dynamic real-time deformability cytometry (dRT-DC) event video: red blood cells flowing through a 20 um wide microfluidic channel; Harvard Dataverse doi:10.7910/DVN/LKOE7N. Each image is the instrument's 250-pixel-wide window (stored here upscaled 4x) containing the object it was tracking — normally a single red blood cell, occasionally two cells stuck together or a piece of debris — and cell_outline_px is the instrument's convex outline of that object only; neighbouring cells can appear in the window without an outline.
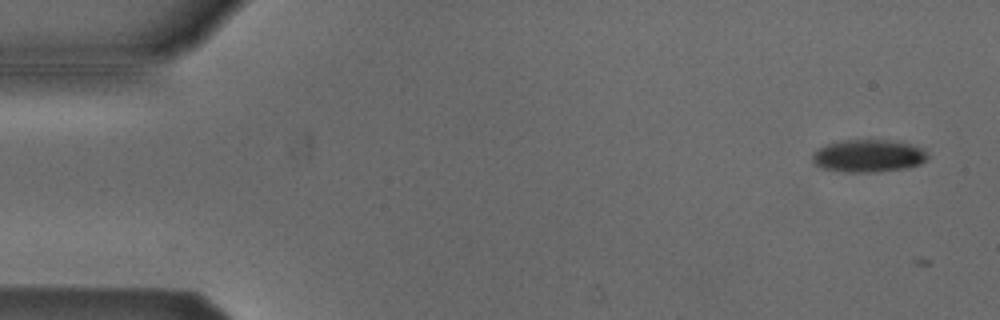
{"species": "Egyptian fruit bat (a non-hibernating species)", "species_latin": "Rousettus aegyptiacus", "temperature_condition": "cold", "stored_images_in_passage": 5, "camera_frame_rate_fps": 3000, "um_per_image_px": 0.085, "animal": {"sex": "male"}, "frame": {"image": 1, "passage_image": 3, "time_ms": 0.667, "image_size_px": [1000, 320], "cell_outline_px": [[928, 160], [920, 164], [908, 168], [876, 172], [848, 172], [820, 168], [812, 164], [812, 152], [816, 148], [828, 144], [844, 140], [888, 140], [908, 144], [924, 148], [928, 152]], "centroid_in_image_um": [73.8, 13.26], "position_along_channel_um": 11.2, "area_um2": 22.2}}